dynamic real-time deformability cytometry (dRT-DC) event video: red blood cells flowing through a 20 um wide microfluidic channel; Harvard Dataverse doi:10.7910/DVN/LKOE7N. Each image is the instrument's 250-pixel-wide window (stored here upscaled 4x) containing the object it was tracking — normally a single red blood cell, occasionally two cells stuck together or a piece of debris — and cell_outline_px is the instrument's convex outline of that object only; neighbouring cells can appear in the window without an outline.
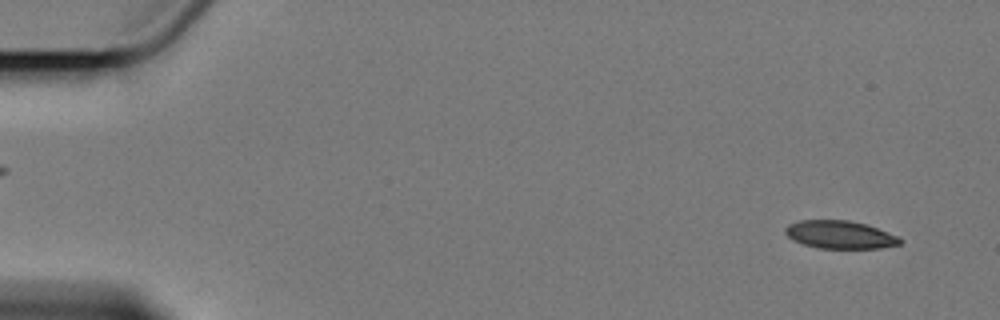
{"species": "Egyptian fruit bat (a non-hibernating species)", "species_latin": "Rousettus aegyptiacus", "temperature_condition": "cold", "stored_images_in_passage": 5, "camera_frame_rate_fps": 3000, "um_per_image_px": 0.085, "animal": {"sex": "female"}, "frame": {"image": 1, "passage_image": 1, "time_ms": 0.0, "image_size_px": [1000, 320], "cell_outline_px": [[904, 240], [900, 244], [880, 248], [816, 248], [792, 240], [784, 232], [784, 228], [788, 224], [800, 220], [848, 220], [864, 224], [900, 236]], "centroid_in_image_um": [71.39, 19.95], "position_along_channel_um": 13.6, "area_um2": 18.73}}
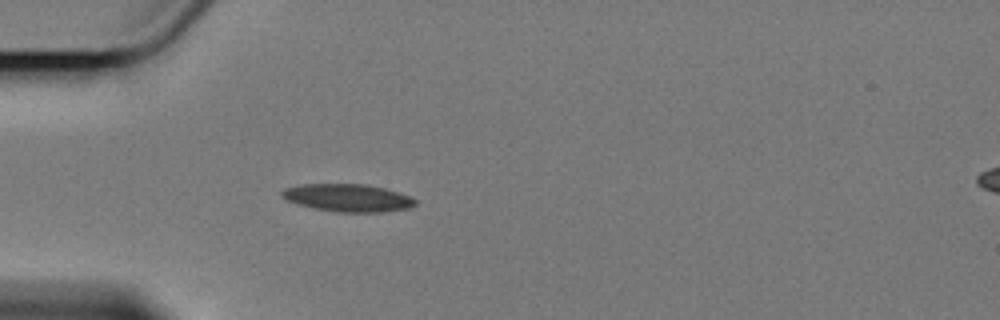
{"frame": {"image": 2, "passage_image": 5, "time_ms": 4.667, "image_size_px": [1000, 320], "cell_outline_px": [[416, 204], [408, 208], [380, 212], [336, 212], [312, 208], [296, 204], [280, 196], [280, 192], [284, 188], [304, 184], [368, 184], [384, 188], [408, 196], [416, 200]], "centroid_in_image_um": [29.51, 16.81], "position_along_channel_um": 55.5, "area_um2": 21.44}}